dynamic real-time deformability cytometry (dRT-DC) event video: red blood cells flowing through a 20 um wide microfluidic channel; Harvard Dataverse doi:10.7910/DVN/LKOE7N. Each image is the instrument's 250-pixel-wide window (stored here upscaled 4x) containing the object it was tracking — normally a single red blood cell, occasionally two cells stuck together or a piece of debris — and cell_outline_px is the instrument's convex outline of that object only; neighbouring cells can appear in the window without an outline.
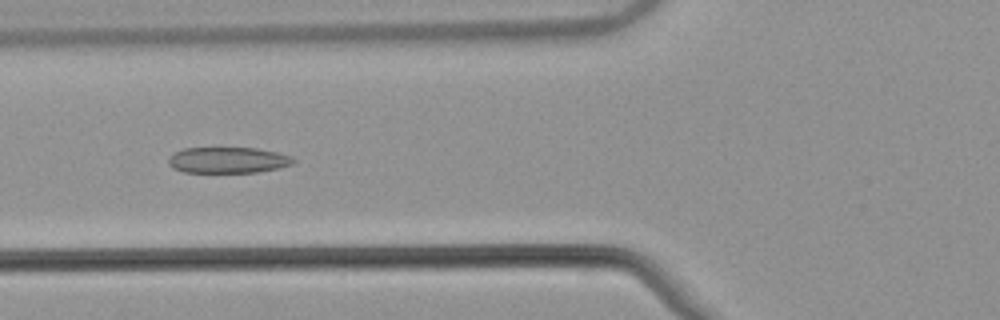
{"species": "common noctule bat (a hibernating species)", "species_latin": "Nyctalus noctula", "temperature_condition": "warm", "stored_images_in_passage": 53, "camera_frame_rate_fps": 3000, "um_per_image_px": 0.085, "animal": {"sex": "male", "body_mass_g": 21.5, "forearm_length_mm": 52.0}, "frame": {"image": 1, "passage_image": 20, "time_ms": 6.333, "image_size_px": [1000, 320], "cell_outline_px": [[296, 160], [292, 164], [280, 168], [256, 172], [184, 172], [172, 168], [168, 164], [168, 156], [184, 148], [256, 148], [276, 152], [292, 156]], "centroid_in_image_um": [19.37, 13.61], "position_along_channel_um": 106.4, "area_um2": 18.96}}
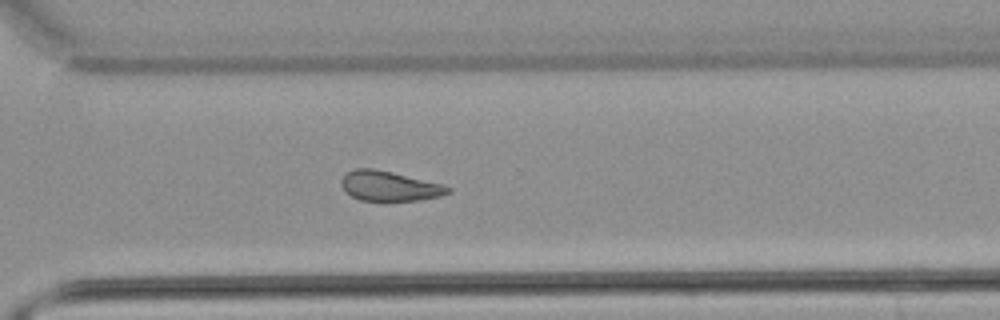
{"frame": {"image": 2, "passage_image": 38, "time_ms": 12.333, "image_size_px": [1000, 320], "cell_outline_px": [[452, 192], [440, 196], [420, 200], [388, 204], [380, 204], [360, 200], [344, 192], [340, 184], [340, 180], [348, 172], [356, 168], [376, 168], [440, 184], [452, 188]], "centroid_in_image_um": [33.06, 15.88], "position_along_channel_um": 337.5, "area_um2": 19.42}}
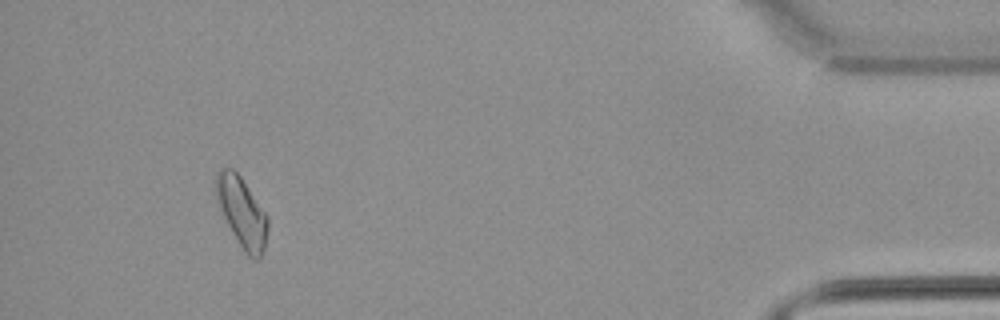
{"frame": {"image": 3, "passage_image": 49, "time_ms": 16.0, "image_size_px": [1000, 320], "cell_outline_px": [[268, 228], [264, 248], [260, 256], [256, 260], [252, 260], [244, 252], [232, 232], [224, 216], [216, 196], [216, 172], [220, 168], [232, 168], [240, 176], [268, 216]], "centroid_in_image_um": [20.57, 18.04], "position_along_channel_um": 414.6, "area_um2": 20.69}, "authors_computed_cell_mechanics": {"area_um2": 20.0566, "velocity_mm_per_s": 3.8544, "shape_relaxation_time_tau1_ms": null, "shape_relaxation_time_tau2_ms": 3.1595, "deformation_change_tau1": null, "deformation_change_tau2": 0.0849}}